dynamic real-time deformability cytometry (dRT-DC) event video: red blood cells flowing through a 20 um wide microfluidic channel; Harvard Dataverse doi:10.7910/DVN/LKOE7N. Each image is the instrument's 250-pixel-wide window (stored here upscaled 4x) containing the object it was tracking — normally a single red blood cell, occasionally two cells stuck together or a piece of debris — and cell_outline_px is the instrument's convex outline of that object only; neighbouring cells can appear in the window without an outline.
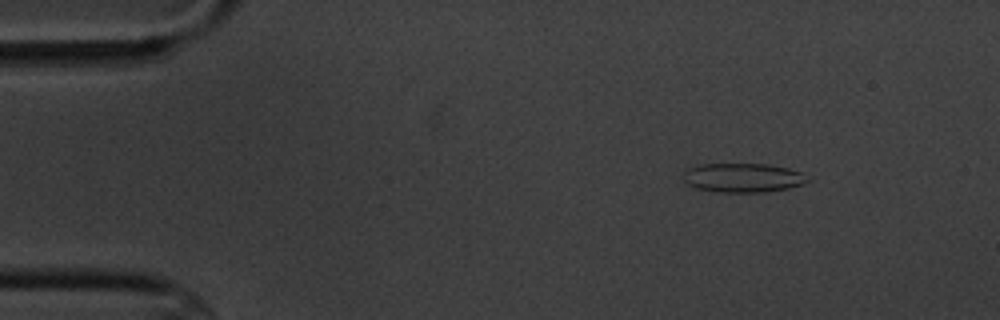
{"species": "common noctule bat (a hibernating species)", "species_latin": "Nyctalus noctula", "temperature_condition": "cold", "stored_images_in_passage": 6, "camera_frame_rate_fps": 3000, "um_per_image_px": 0.085, "animal": {"sex": "male", "body_mass_g": 20.1, "forearm_length_mm": 53.5}, "frame": {"image": 1, "passage_image": 2, "time_ms": 1.0, "image_size_px": [1000, 320], "cell_outline_px": [[812, 180], [804, 184], [788, 188], [768, 192], [720, 192], [696, 188], [688, 184], [684, 180], [684, 172], [688, 168], [700, 164], [768, 164], [788, 168], [800, 172]], "centroid_in_image_um": [63.18, 15.11], "position_along_channel_um": 21.8, "area_um2": 21.15}}
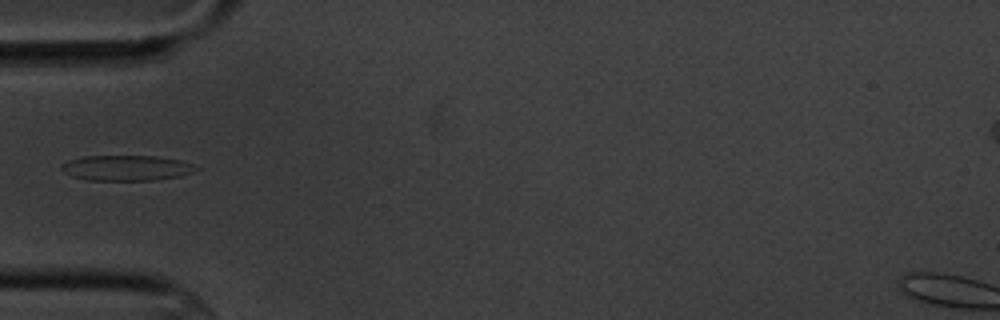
{"frame": {"image": 2, "passage_image": 5, "time_ms": 4.667, "image_size_px": [1000, 320], "cell_outline_px": [[200, 168], [196, 172], [180, 176], [156, 180], [84, 180], [72, 176], [64, 172], [60, 168], [68, 160], [84, 156], [156, 156], [180, 160]], "centroid_in_image_um": [10.77, 14.28], "position_along_channel_um": 74.2, "area_um2": 19.94}}